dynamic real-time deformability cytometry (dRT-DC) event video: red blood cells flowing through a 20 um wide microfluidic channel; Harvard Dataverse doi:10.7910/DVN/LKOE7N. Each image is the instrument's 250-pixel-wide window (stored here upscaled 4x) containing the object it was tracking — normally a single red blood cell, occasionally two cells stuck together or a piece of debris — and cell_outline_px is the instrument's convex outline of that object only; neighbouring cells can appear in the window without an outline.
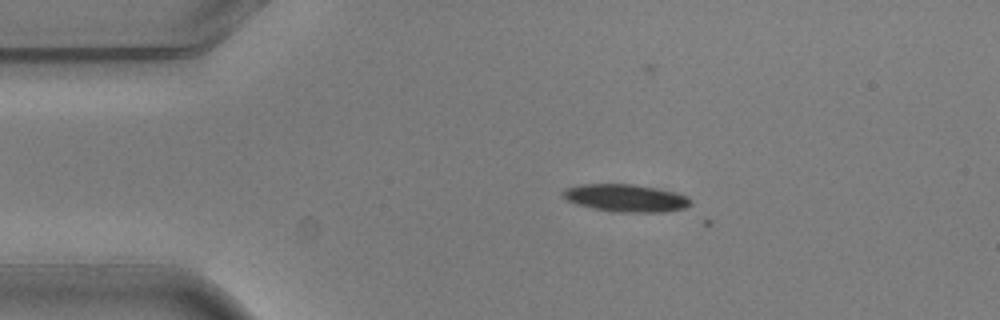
{"species": "common noctule bat (a hibernating species)", "species_latin": "Nyctalus noctula", "temperature_condition": "warm", "stored_images_in_passage": 4, "camera_frame_rate_fps": 3000, "um_per_image_px": 0.085, "animal": {"sex": "male", "body_mass_g": 20.5, "forearm_length_mm": 52.5}, "frame": {"image": 1, "passage_image": 2, "time_ms": 0.333, "image_size_px": [1000, 320], "cell_outline_px": [[692, 204], [684, 208], [660, 212], [612, 212], [592, 208], [568, 200], [560, 196], [564, 188], [580, 184], [636, 184], [676, 192], [692, 200]], "centroid_in_image_um": [53.17, 16.82], "position_along_channel_um": 31.8, "area_um2": 20.52}}